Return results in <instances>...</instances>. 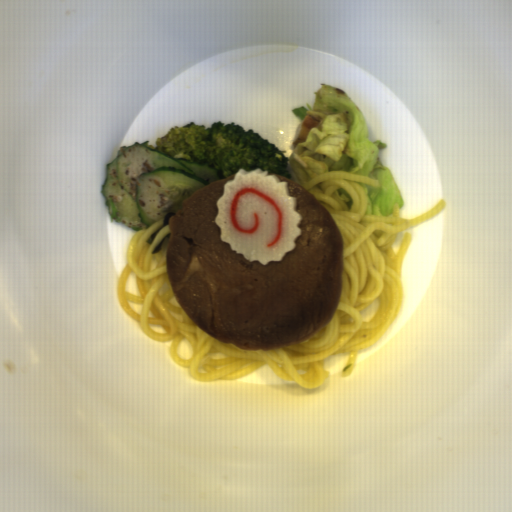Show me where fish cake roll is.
I'll use <instances>...</instances> for the list:
<instances>
[{
	"mask_svg": "<svg viewBox=\"0 0 512 512\" xmlns=\"http://www.w3.org/2000/svg\"><path fill=\"white\" fill-rule=\"evenodd\" d=\"M215 205L214 223L222 243L248 261L263 266L282 262L302 236V215L296 211L297 197L290 196L289 182L259 167L240 168L225 183Z\"/></svg>",
	"mask_w": 512,
	"mask_h": 512,
	"instance_id": "fish-cake-roll-1",
	"label": "fish cake roll"
}]
</instances>
